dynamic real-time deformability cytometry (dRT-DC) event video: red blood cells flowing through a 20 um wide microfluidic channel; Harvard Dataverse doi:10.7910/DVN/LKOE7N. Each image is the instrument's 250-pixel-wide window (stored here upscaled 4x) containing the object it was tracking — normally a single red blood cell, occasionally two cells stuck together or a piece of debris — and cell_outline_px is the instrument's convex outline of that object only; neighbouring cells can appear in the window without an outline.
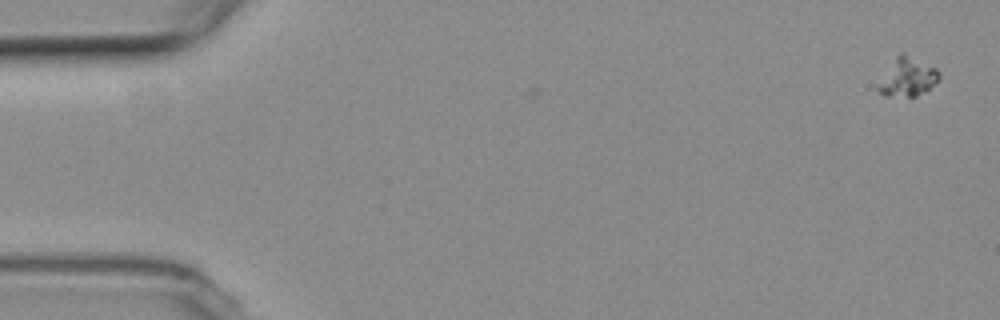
{"species": "common noctule bat (a hibernating species)", "species_latin": "Nyctalus noctula", "temperature_condition": "room temperature", "stored_images_in_passage": 2, "camera_frame_rate_fps": 3000, "um_per_image_px": 0.085, "animal": {"sex": "female", "body_mass_g": 19.3, "forearm_length_mm": 54.1}, "frame": {"image": 1, "passage_image": 2, "time_ms": 0.333, "image_size_px": [1000, 320], "cell_outline_px": [[940, 76], [928, 88], [916, 96], [884, 96], [876, 88], [896, 56], [900, 52], [904, 52], [936, 68], [940, 72]], "centroid_in_image_um": [77.13, 6.54], "position_along_channel_um": 7.9, "area_um2": 13.24}}